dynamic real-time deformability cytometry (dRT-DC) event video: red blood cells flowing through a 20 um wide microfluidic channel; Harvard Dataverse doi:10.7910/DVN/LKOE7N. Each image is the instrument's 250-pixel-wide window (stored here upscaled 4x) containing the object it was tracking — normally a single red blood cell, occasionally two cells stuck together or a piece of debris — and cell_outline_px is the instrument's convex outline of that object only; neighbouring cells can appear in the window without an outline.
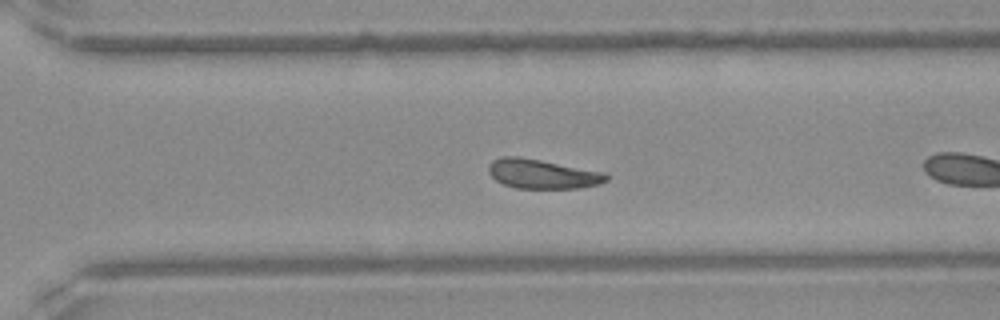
{"species": "Egyptian fruit bat (a non-hibernating species)", "species_latin": "Rousettus aegyptiacus", "temperature_condition": "warm", "stored_images_in_passage": 36, "camera_frame_rate_fps": 3000, "um_per_image_px": 0.085, "frame": {"image": 1, "passage_image": 21, "time_ms": 6.667, "image_size_px": [1000, 320], "cell_outline_px": [[608, 180], [600, 184], [580, 188], [516, 188], [504, 184], [496, 180], [488, 172], [488, 164], [492, 160], [500, 156], [520, 156], [608, 172]], "centroid_in_image_um": [46.13, 14.77], "position_along_channel_um": 324.5, "area_um2": 20.52}, "authors_computed_cell_mechanics": {"area_um2": 20.4323, "velocity_mm_per_s": 4.1305, "shape_relaxation_time_tau1_ms": 4.5682, "shape_relaxation_time_tau2_ms": 2.3967, "deformation_change_tau1": 0.1146, "deformation_change_tau2": 0.0846}}